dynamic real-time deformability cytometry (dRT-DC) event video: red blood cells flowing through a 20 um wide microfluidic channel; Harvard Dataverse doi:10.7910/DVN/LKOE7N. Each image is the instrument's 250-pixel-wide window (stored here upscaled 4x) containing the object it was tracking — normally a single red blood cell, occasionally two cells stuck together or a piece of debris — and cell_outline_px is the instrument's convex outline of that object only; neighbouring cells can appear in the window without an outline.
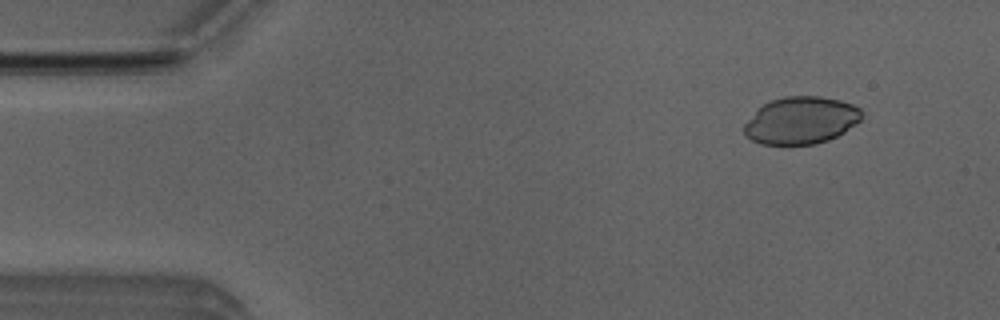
{"species": "Egyptian fruit bat (a non-hibernating species)", "species_latin": "Rousettus aegyptiacus", "temperature_condition": "room temperature", "stored_images_in_passage": 48, "camera_frame_rate_fps": 3000, "um_per_image_px": 0.085, "animal": {"sex": "male"}, "frame": {"image": 1, "passage_image": 5, "time_ms": 1.333, "image_size_px": [1000, 320], "cell_outline_px": [[864, 116], [856, 124], [844, 132], [828, 140], [816, 144], [760, 144], [744, 136], [744, 124], [764, 104], [772, 100], [784, 96], [820, 96], [840, 100], [852, 104], [860, 108]], "centroid_in_image_um": [68.11, 10.23], "position_along_channel_um": 16.9, "area_um2": 32.31}}
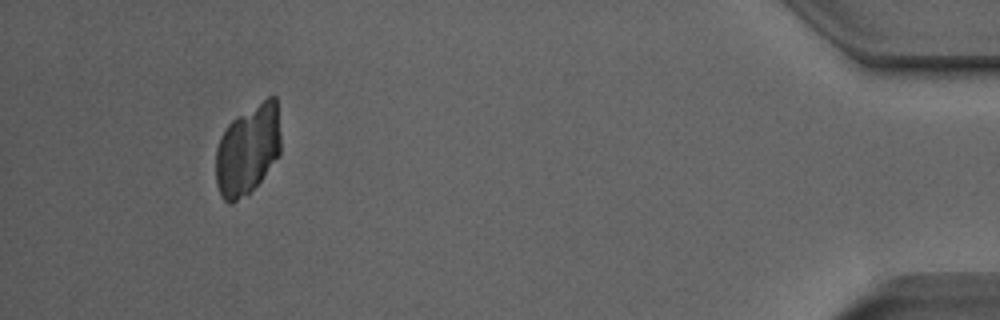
{"frame": {"image": 2, "passage_image": 47, "time_ms": 15.333, "image_size_px": [1000, 320], "cell_outline_px": [[280, 156], [248, 196], [232, 204], [228, 204], [220, 196], [216, 184], [216, 148], [220, 136], [224, 128], [236, 116], [268, 96], [276, 96], [280, 136]], "centroid_in_image_um": [21.05, 12.76], "position_along_channel_um": 414.2, "area_um2": 34.85}}